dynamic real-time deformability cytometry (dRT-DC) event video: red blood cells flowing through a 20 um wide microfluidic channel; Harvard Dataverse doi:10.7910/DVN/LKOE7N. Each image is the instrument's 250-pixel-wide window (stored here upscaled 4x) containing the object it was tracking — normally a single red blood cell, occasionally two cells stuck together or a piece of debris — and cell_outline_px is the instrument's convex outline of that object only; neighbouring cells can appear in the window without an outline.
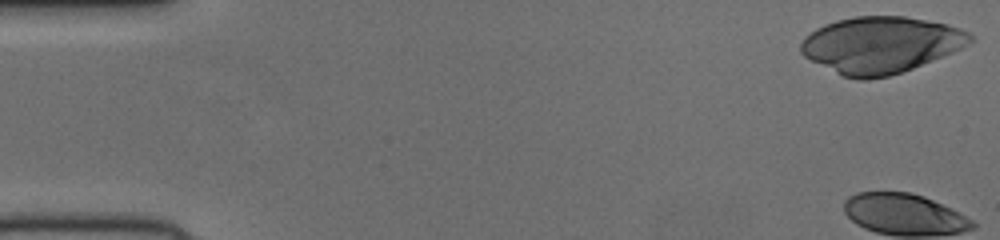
{"species": "human", "species_latin": "Homo sapiens", "temperature_condition": "cold", "stored_images_in_passage": 19, "camera_frame_rate_fps": 3000, "um_per_image_px": 0.085, "donor": {"sex": "female"}, "frame": {"image": 1, "passage_image": 1, "time_ms": 0.0, "image_size_px": [1000, 240], "cell_outline_px": [[972, 40], [968, 44], [952, 52], [912, 68], [888, 76], [868, 80], [860, 80], [844, 76], [804, 56], [800, 52], [800, 44], [804, 36], [816, 28], [824, 24], [836, 20], [856, 16], [904, 16], [948, 24], [960, 28], [968, 32], [972, 36]], "centroid_in_image_um": [74.83, 3.8], "position_along_channel_um": 10.2, "area_um2": 55.31}}